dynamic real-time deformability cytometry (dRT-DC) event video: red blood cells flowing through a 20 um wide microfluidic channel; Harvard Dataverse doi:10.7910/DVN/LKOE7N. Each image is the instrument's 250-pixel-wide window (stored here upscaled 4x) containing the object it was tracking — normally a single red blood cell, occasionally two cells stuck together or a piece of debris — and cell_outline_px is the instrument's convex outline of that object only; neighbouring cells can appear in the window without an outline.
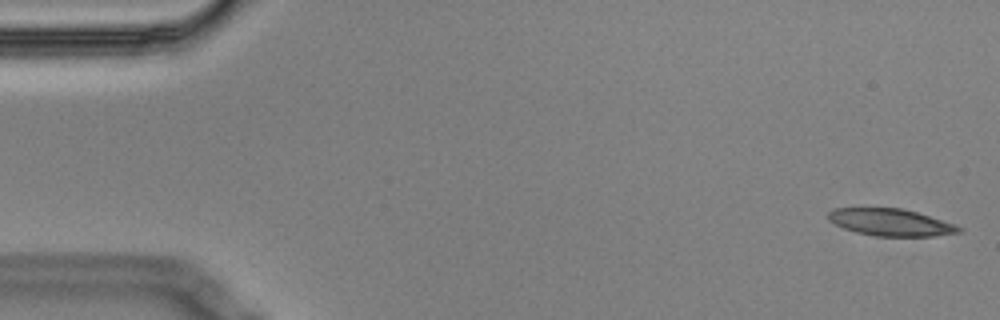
{"species": "Egyptian fruit bat (a non-hibernating species)", "species_latin": "Rousettus aegyptiacus", "temperature_condition": "cold", "stored_images_in_passage": 14, "camera_frame_rate_fps": 3000, "um_per_image_px": 0.085, "animal": {"sex": "male"}, "frame": {"image": 1, "passage_image": 1, "time_ms": 0.0, "image_size_px": [1000, 320], "cell_outline_px": [[964, 232], [932, 236], [876, 236], [856, 232], [844, 228], [828, 220], [828, 212], [836, 208], [900, 208], [916, 212], [956, 224], [964, 228]], "centroid_in_image_um": [75.76, 18.9], "position_along_channel_um": 9.2, "area_um2": 20.58}}
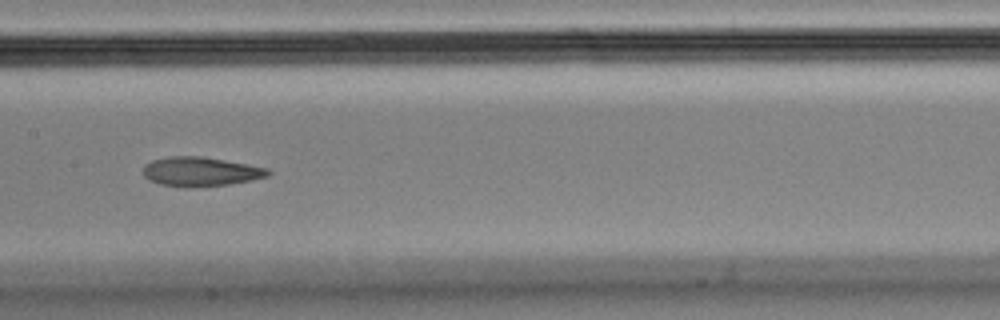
{"frame": {"image": 2, "passage_image": 7, "time_ms": 2.0, "image_size_px": [1000, 320], "cell_outline_px": [[272, 172], [268, 176], [252, 180], [228, 184], [184, 188], [160, 184], [148, 180], [144, 176], [144, 164], [152, 160], [172, 156], [200, 156], [248, 164], [268, 168]], "centroid_in_image_um": [17.04, 14.59], "position_along_channel_um": 190.4, "area_um2": 21.33}}
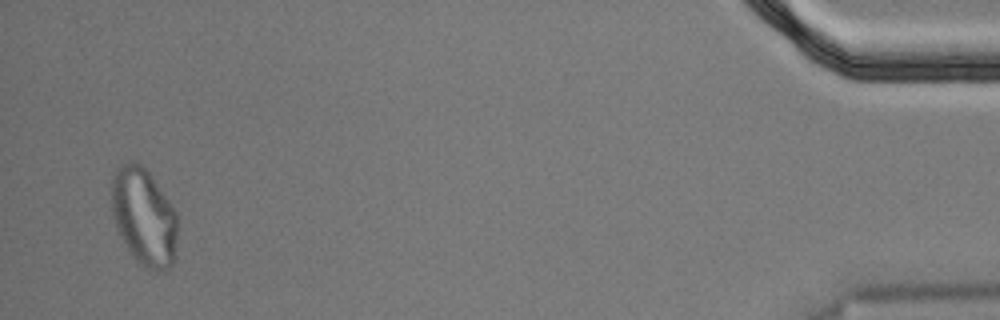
{"frame": {"image": 3, "passage_image": 14, "time_ms": 4.333, "image_size_px": [1000, 320], "cell_outline_px": [[176, 260], [168, 268], [156, 272], [140, 264], [136, 260], [120, 236], [112, 212], [112, 176], [116, 168], [120, 164], [132, 160], [140, 164], [148, 172], [168, 200], [176, 212]], "centroid_in_image_um": [12.23, 18.43], "position_along_channel_um": 423.0, "area_um2": 37.17}}